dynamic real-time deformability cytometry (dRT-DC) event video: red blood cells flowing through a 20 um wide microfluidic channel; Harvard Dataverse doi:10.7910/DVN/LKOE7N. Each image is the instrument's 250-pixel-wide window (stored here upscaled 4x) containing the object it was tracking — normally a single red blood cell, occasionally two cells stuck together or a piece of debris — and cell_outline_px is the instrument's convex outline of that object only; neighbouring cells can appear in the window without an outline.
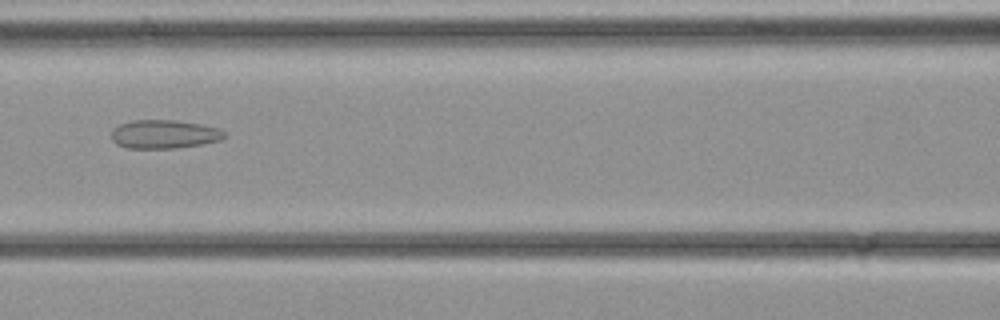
{"species": "common noctule bat (a hibernating species)", "species_latin": "Nyctalus noctula", "temperature_condition": "cold", "stored_images_in_passage": 35, "camera_frame_rate_fps": 3000, "um_per_image_px": 0.085, "animal": {"sex": "female", "body_mass_g": 21.9}, "frame": {"image": 1, "passage_image": 16, "time_ms": 5.0, "image_size_px": [1000, 320], "cell_outline_px": [[224, 136], [220, 140], [204, 144], [176, 148], [128, 148], [116, 144], [112, 140], [112, 132], [120, 124], [132, 120], [176, 120], [200, 124], [220, 128], [224, 132]], "centroid_in_image_um": [13.97, 11.41], "position_along_channel_um": 152.6, "area_um2": 18.79}}
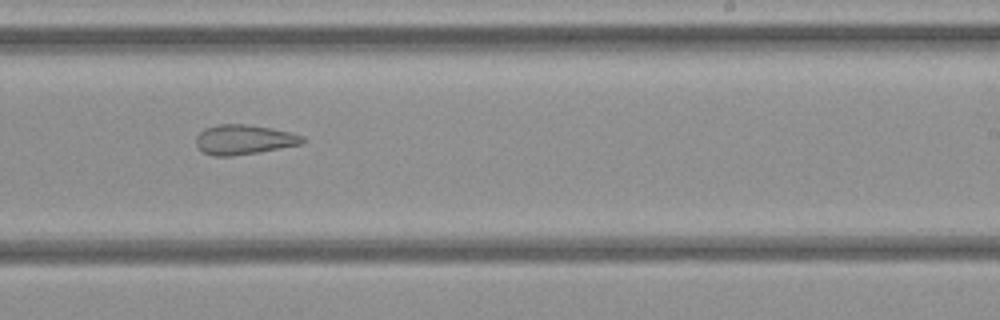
{"frame": {"image": 2, "passage_image": 22, "time_ms": 7.0, "image_size_px": [1000, 320], "cell_outline_px": [[304, 144], [260, 152], [232, 156], [212, 156], [204, 152], [196, 144], [196, 136], [204, 128], [216, 124], [244, 124], [272, 128], [304, 136]], "centroid_in_image_um": [20.74, 11.87], "position_along_channel_um": 268.3, "area_um2": 18.55}}
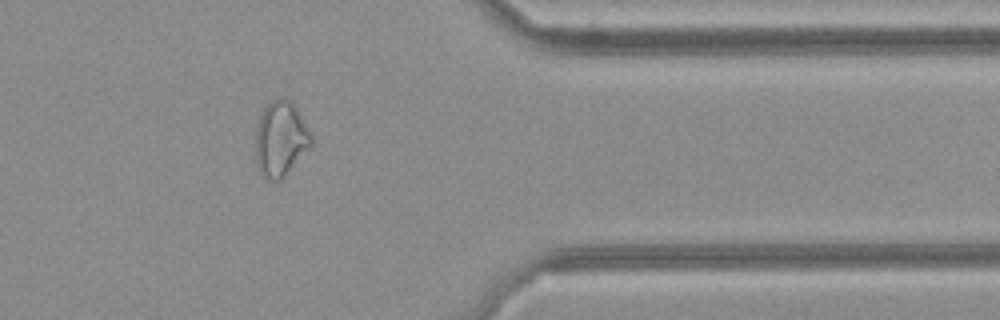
{"frame": {"image": 3, "passage_image": 29, "time_ms": 9.333, "image_size_px": [1000, 320], "cell_outline_px": [[312, 144], [284, 176], [280, 180], [268, 180], [260, 172], [256, 160], [256, 128], [260, 116], [264, 108], [276, 96], [284, 96], [292, 100], [312, 136]], "centroid_in_image_um": [23.84, 11.75], "position_along_channel_um": 387.6, "area_um2": 24.22}}